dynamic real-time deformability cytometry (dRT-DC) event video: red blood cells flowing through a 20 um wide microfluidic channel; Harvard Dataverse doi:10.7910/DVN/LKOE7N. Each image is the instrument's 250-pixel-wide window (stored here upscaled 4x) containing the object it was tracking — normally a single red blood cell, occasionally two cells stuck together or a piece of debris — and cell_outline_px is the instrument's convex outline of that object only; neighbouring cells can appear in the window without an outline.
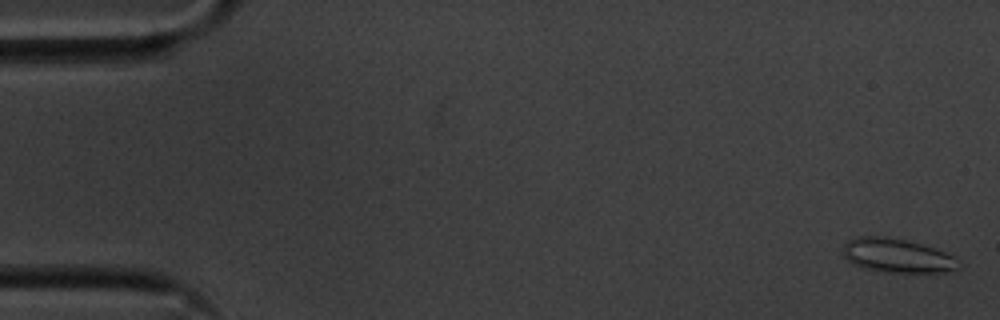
{"species": "common noctule bat (a hibernating species)", "species_latin": "Nyctalus noctula", "temperature_condition": "cold", "stored_images_in_passage": 56, "camera_frame_rate_fps": 3000, "um_per_image_px": 0.085, "animal": {"sex": "male", "body_mass_g": 20.1, "forearm_length_mm": 53.5}, "frame": {"image": 1, "passage_image": 2, "time_ms": 0.333, "image_size_px": [1000, 320], "cell_outline_px": [[960, 268], [948, 272], [880, 272], [864, 268], [848, 260], [840, 252], [844, 244], [848, 240], [860, 236], [884, 236], [908, 240], [956, 256], [960, 260]], "centroid_in_image_um": [76.27, 21.73], "position_along_channel_um": 8.7, "area_um2": 23.12}}
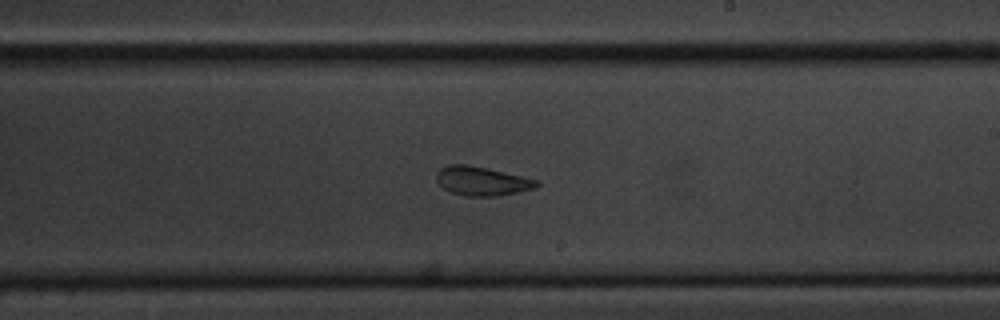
{"frame": {"image": 2, "passage_image": 33, "time_ms": 10.667, "image_size_px": [1000, 320], "cell_outline_px": [[540, 184], [536, 188], [516, 192], [492, 196], [464, 196], [452, 192], [444, 188], [436, 180], [436, 172], [440, 168], [448, 164], [468, 164], [520, 176], [536, 180]], "centroid_in_image_um": [40.9, 15.38], "position_along_channel_um": 248.1, "area_um2": 16.65}}
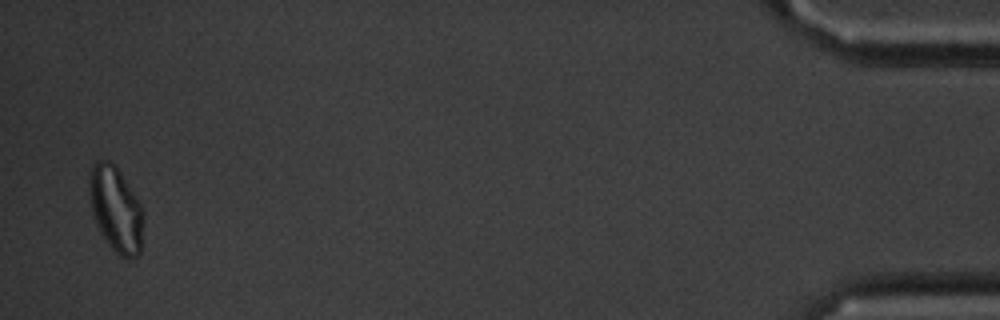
{"frame": {"image": 3, "passage_image": 55, "time_ms": 18.0, "image_size_px": [1000, 320], "cell_outline_px": [[144, 224], [140, 252], [136, 256], [128, 260], [120, 256], [112, 248], [100, 232], [92, 216], [88, 184], [88, 180], [92, 164], [100, 160], [108, 160], [120, 172], [140, 204], [144, 212]], "centroid_in_image_um": [9.84, 17.81], "position_along_channel_um": 425.4, "area_um2": 26.99}, "authors_computed_cell_mechanics": {"area_um2": 19.0451, "velocity_mm_per_s": 3.5878, "shape_relaxation_time_tau1_ms": 8.2495, "shape_relaxation_time_tau2_ms": 1.7252, "deformation_change_tau1": 0.1226, "deformation_change_tau2": 0.0704}}